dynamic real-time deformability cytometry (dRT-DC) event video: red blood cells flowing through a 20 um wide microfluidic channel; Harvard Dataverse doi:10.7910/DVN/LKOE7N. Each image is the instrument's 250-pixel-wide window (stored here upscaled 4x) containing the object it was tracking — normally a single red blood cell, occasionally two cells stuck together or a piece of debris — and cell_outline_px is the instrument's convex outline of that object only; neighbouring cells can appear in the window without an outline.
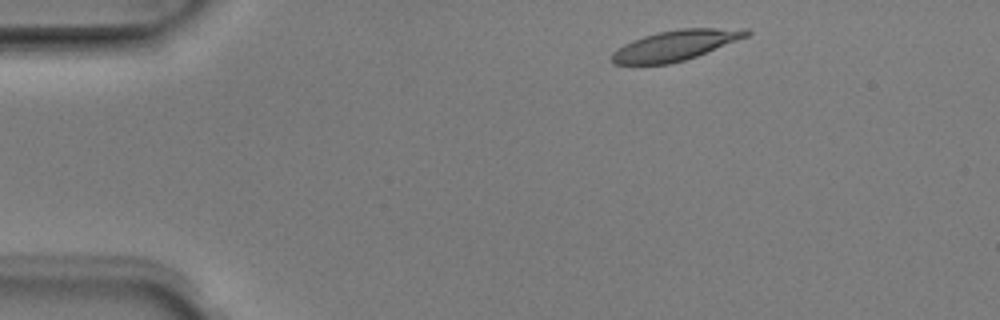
{"species": "Egyptian fruit bat (a non-hibernating species)", "species_latin": "Rousettus aegyptiacus", "temperature_condition": "room temperature", "stored_images_in_passage": 3, "camera_frame_rate_fps": 3000, "um_per_image_px": 0.085, "animal": {"sex": "male"}, "frame": {"image": 1, "passage_image": 1, "time_ms": 0.0, "image_size_px": [1000, 320], "cell_outline_px": [[752, 32], [748, 36], [696, 56], [684, 60], [668, 64], [612, 64], [612, 52], [616, 48], [632, 40], [644, 36], [660, 32], [680, 28], [748, 28]], "centroid_in_image_um": [57.42, 3.84], "position_along_channel_um": 27.6, "area_um2": 23.64}}
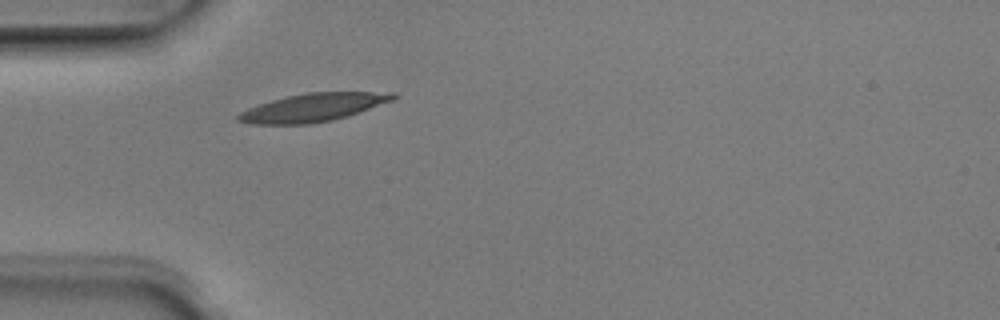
{"frame": {"image": 2, "passage_image": 3, "time_ms": 0.667, "image_size_px": [1000, 320], "cell_outline_px": [[400, 96], [396, 100], [348, 116], [332, 120], [308, 124], [252, 124], [236, 120], [236, 116], [240, 112], [248, 108], [272, 100], [288, 96], [308, 92], [396, 92]], "centroid_in_image_um": [26.69, 9.13], "position_along_channel_um": 58.3, "area_um2": 25.55}}